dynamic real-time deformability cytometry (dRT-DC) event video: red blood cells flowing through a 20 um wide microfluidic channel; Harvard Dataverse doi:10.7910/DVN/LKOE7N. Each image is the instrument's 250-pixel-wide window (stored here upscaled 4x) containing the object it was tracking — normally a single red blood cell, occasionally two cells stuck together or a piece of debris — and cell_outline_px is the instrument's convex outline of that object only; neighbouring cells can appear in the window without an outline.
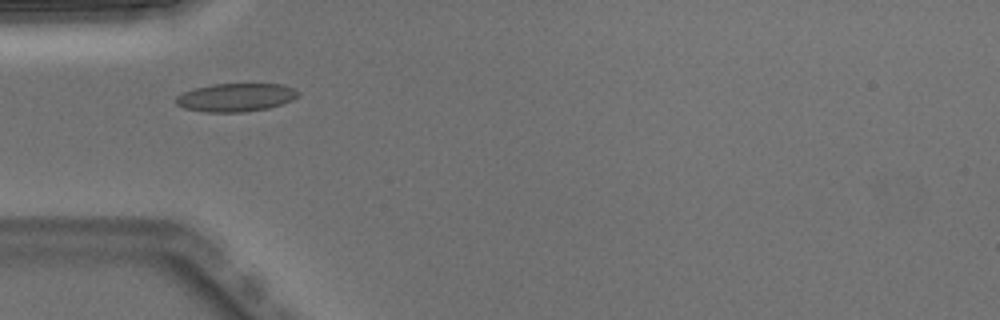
{"species": "Egyptian fruit bat (a non-hibernating species)", "species_latin": "Rousettus aegyptiacus", "temperature_condition": "warm", "stored_images_in_passage": 5, "camera_frame_rate_fps": 3000, "um_per_image_px": 0.085, "animal": {"sex": "male"}, "frame": {"image": 1, "passage_image": 4, "time_ms": 1.0, "image_size_px": [1000, 320], "cell_outline_px": [[300, 92], [292, 100], [268, 108], [244, 112], [208, 112], [184, 108], [176, 104], [176, 96], [192, 88], [212, 84], [280, 84], [292, 88]], "centroid_in_image_um": [20.01, 8.28], "position_along_channel_um": 65.0, "area_um2": 20.0}}